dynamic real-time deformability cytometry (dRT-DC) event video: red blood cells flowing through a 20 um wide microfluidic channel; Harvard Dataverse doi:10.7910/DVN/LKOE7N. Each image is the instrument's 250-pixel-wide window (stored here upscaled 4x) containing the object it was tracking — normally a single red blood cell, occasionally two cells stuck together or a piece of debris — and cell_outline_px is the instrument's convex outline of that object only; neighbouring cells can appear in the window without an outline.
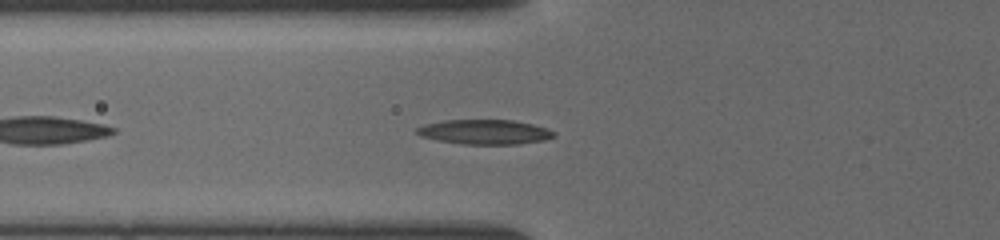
{"species": "common noctule bat (a hibernating species)", "species_latin": "Nyctalus noctula", "temperature_condition": "cold", "stored_images_in_passage": 11, "camera_frame_rate_fps": 3000, "um_per_image_px": 0.085, "animal": {"sex": "female", "body_mass_g": 19.5, "forearm_length_mm": 54.1}, "frame": {"image": 1, "passage_image": 3, "time_ms": 1.333, "image_size_px": [1000, 240], "cell_outline_px": [[556, 136], [544, 140], [520, 144], [464, 144], [436, 140], [420, 136], [416, 132], [416, 128], [424, 124], [444, 120], [512, 120], [532, 124], [556, 132]], "centroid_in_image_um": [41.18, 11.22], "position_along_channel_um": 84.6, "area_um2": 19.71}}
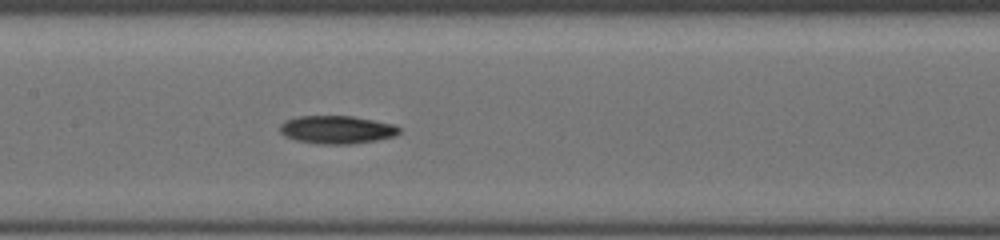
{"frame": {"image": 2, "passage_image": 8, "time_ms": 3.667, "image_size_px": [1000, 240], "cell_outline_px": [[400, 132], [396, 136], [376, 140], [352, 144], [316, 144], [296, 140], [284, 136], [280, 132], [280, 124], [284, 120], [300, 116], [352, 116], [396, 124], [400, 128]], "centroid_in_image_um": [28.64, 11.02], "position_along_channel_um": 178.8, "area_um2": 19.71}}
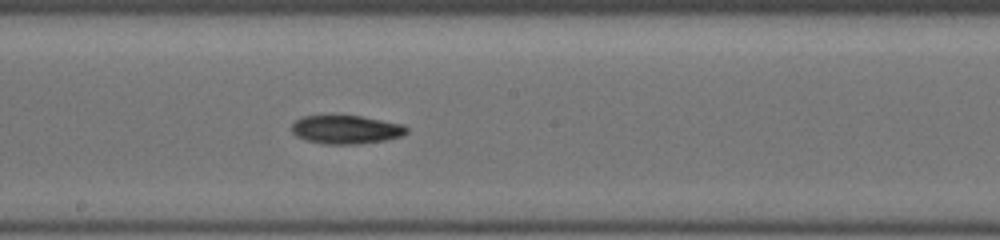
{"frame": {"image": 3, "passage_image": 11, "time_ms": 4.667, "image_size_px": [1000, 240], "cell_outline_px": [[408, 132], [400, 136], [384, 140], [356, 144], [324, 144], [304, 140], [296, 136], [292, 132], [292, 124], [300, 116], [360, 116], [404, 124], [408, 128]], "centroid_in_image_um": [29.4, 11.01], "position_along_channel_um": 218.8, "area_um2": 19.07}}